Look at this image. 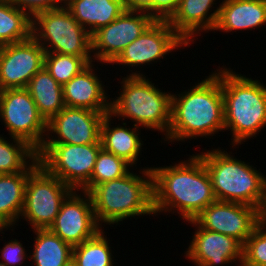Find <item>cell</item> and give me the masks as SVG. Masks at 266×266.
Segmentation results:
<instances>
[{"instance_id": "cell-1", "label": "cell", "mask_w": 266, "mask_h": 266, "mask_svg": "<svg viewBox=\"0 0 266 266\" xmlns=\"http://www.w3.org/2000/svg\"><path fill=\"white\" fill-rule=\"evenodd\" d=\"M187 156L169 166L151 165L155 216L171 212L191 221L217 200L202 158L198 153Z\"/></svg>"}, {"instance_id": "cell-2", "label": "cell", "mask_w": 266, "mask_h": 266, "mask_svg": "<svg viewBox=\"0 0 266 266\" xmlns=\"http://www.w3.org/2000/svg\"><path fill=\"white\" fill-rule=\"evenodd\" d=\"M205 77L188 90L172 94L171 122L163 139L165 143H183L200 137L211 139L225 131L221 81L213 71Z\"/></svg>"}, {"instance_id": "cell-3", "label": "cell", "mask_w": 266, "mask_h": 266, "mask_svg": "<svg viewBox=\"0 0 266 266\" xmlns=\"http://www.w3.org/2000/svg\"><path fill=\"white\" fill-rule=\"evenodd\" d=\"M222 67L213 72L221 81L225 131L231 132V148H239L266 128V84Z\"/></svg>"}, {"instance_id": "cell-4", "label": "cell", "mask_w": 266, "mask_h": 266, "mask_svg": "<svg viewBox=\"0 0 266 266\" xmlns=\"http://www.w3.org/2000/svg\"><path fill=\"white\" fill-rule=\"evenodd\" d=\"M150 168L140 167L139 174L132 168L123 177L96 185L89 192L96 221L101 227H117L125 220L145 215L154 217Z\"/></svg>"}, {"instance_id": "cell-5", "label": "cell", "mask_w": 266, "mask_h": 266, "mask_svg": "<svg viewBox=\"0 0 266 266\" xmlns=\"http://www.w3.org/2000/svg\"><path fill=\"white\" fill-rule=\"evenodd\" d=\"M148 76H126L116 98H110V114L145 130L167 136L171 122L172 94L162 91ZM127 119V120H126ZM135 122V123H134Z\"/></svg>"}, {"instance_id": "cell-6", "label": "cell", "mask_w": 266, "mask_h": 266, "mask_svg": "<svg viewBox=\"0 0 266 266\" xmlns=\"http://www.w3.org/2000/svg\"><path fill=\"white\" fill-rule=\"evenodd\" d=\"M204 151L198 155L210 175L216 199L247 204L260 211L265 198L266 175L221 147Z\"/></svg>"}, {"instance_id": "cell-7", "label": "cell", "mask_w": 266, "mask_h": 266, "mask_svg": "<svg viewBox=\"0 0 266 266\" xmlns=\"http://www.w3.org/2000/svg\"><path fill=\"white\" fill-rule=\"evenodd\" d=\"M32 37L45 52L83 57L92 63L91 35L66 8L49 10L32 19Z\"/></svg>"}, {"instance_id": "cell-8", "label": "cell", "mask_w": 266, "mask_h": 266, "mask_svg": "<svg viewBox=\"0 0 266 266\" xmlns=\"http://www.w3.org/2000/svg\"><path fill=\"white\" fill-rule=\"evenodd\" d=\"M102 144H43L39 163L72 190L89 193V180Z\"/></svg>"}, {"instance_id": "cell-9", "label": "cell", "mask_w": 266, "mask_h": 266, "mask_svg": "<svg viewBox=\"0 0 266 266\" xmlns=\"http://www.w3.org/2000/svg\"><path fill=\"white\" fill-rule=\"evenodd\" d=\"M73 190L40 163L28 174L20 219L31 229H47L55 221L62 202Z\"/></svg>"}, {"instance_id": "cell-10", "label": "cell", "mask_w": 266, "mask_h": 266, "mask_svg": "<svg viewBox=\"0 0 266 266\" xmlns=\"http://www.w3.org/2000/svg\"><path fill=\"white\" fill-rule=\"evenodd\" d=\"M183 47L190 48L168 21L155 20L136 40L124 48L110 65L128 67L130 71L127 70L126 76H146L144 72L140 73L138 70H144L143 66L146 65L154 66L153 64L159 61L161 63L160 59H165L171 52Z\"/></svg>"}, {"instance_id": "cell-11", "label": "cell", "mask_w": 266, "mask_h": 266, "mask_svg": "<svg viewBox=\"0 0 266 266\" xmlns=\"http://www.w3.org/2000/svg\"><path fill=\"white\" fill-rule=\"evenodd\" d=\"M0 121L9 137L27 141L37 151L43 145L47 122L26 88L0 91Z\"/></svg>"}, {"instance_id": "cell-12", "label": "cell", "mask_w": 266, "mask_h": 266, "mask_svg": "<svg viewBox=\"0 0 266 266\" xmlns=\"http://www.w3.org/2000/svg\"><path fill=\"white\" fill-rule=\"evenodd\" d=\"M155 20L146 12L124 11L91 35V53L97 64H110ZM100 62V63H98Z\"/></svg>"}, {"instance_id": "cell-13", "label": "cell", "mask_w": 266, "mask_h": 266, "mask_svg": "<svg viewBox=\"0 0 266 266\" xmlns=\"http://www.w3.org/2000/svg\"><path fill=\"white\" fill-rule=\"evenodd\" d=\"M106 114L109 112L65 106L47 122L43 144H101V124Z\"/></svg>"}, {"instance_id": "cell-14", "label": "cell", "mask_w": 266, "mask_h": 266, "mask_svg": "<svg viewBox=\"0 0 266 266\" xmlns=\"http://www.w3.org/2000/svg\"><path fill=\"white\" fill-rule=\"evenodd\" d=\"M49 229L74 247L93 238L103 228L96 221L89 193L73 190L62 202Z\"/></svg>"}, {"instance_id": "cell-15", "label": "cell", "mask_w": 266, "mask_h": 266, "mask_svg": "<svg viewBox=\"0 0 266 266\" xmlns=\"http://www.w3.org/2000/svg\"><path fill=\"white\" fill-rule=\"evenodd\" d=\"M201 228L234 237L243 245L260 223L257 208L216 200L193 219Z\"/></svg>"}, {"instance_id": "cell-16", "label": "cell", "mask_w": 266, "mask_h": 266, "mask_svg": "<svg viewBox=\"0 0 266 266\" xmlns=\"http://www.w3.org/2000/svg\"><path fill=\"white\" fill-rule=\"evenodd\" d=\"M195 227L184 252L185 259L195 266H242L244 245L234 237L201 228L194 220L187 221ZM237 263V264H236Z\"/></svg>"}, {"instance_id": "cell-17", "label": "cell", "mask_w": 266, "mask_h": 266, "mask_svg": "<svg viewBox=\"0 0 266 266\" xmlns=\"http://www.w3.org/2000/svg\"><path fill=\"white\" fill-rule=\"evenodd\" d=\"M45 50L31 36L17 43L0 46V91L26 88L44 67Z\"/></svg>"}, {"instance_id": "cell-18", "label": "cell", "mask_w": 266, "mask_h": 266, "mask_svg": "<svg viewBox=\"0 0 266 266\" xmlns=\"http://www.w3.org/2000/svg\"><path fill=\"white\" fill-rule=\"evenodd\" d=\"M217 4V0H179L168 23L191 46L198 40L197 36L214 30L221 3Z\"/></svg>"}, {"instance_id": "cell-19", "label": "cell", "mask_w": 266, "mask_h": 266, "mask_svg": "<svg viewBox=\"0 0 266 266\" xmlns=\"http://www.w3.org/2000/svg\"><path fill=\"white\" fill-rule=\"evenodd\" d=\"M94 66H96L94 62L89 63L62 86L66 107L84 108L96 112H110L109 100L111 95L107 94L105 83L101 80Z\"/></svg>"}, {"instance_id": "cell-20", "label": "cell", "mask_w": 266, "mask_h": 266, "mask_svg": "<svg viewBox=\"0 0 266 266\" xmlns=\"http://www.w3.org/2000/svg\"><path fill=\"white\" fill-rule=\"evenodd\" d=\"M262 25L266 26V0H222L213 31L237 34L239 30L263 29Z\"/></svg>"}, {"instance_id": "cell-21", "label": "cell", "mask_w": 266, "mask_h": 266, "mask_svg": "<svg viewBox=\"0 0 266 266\" xmlns=\"http://www.w3.org/2000/svg\"><path fill=\"white\" fill-rule=\"evenodd\" d=\"M112 115L106 114L101 124V137L100 141L102 148L110 153H113L117 157L123 158L133 168H136L139 163V157L142 155V147L144 144L143 138H141V128L132 125L131 128L127 122H122L115 126L112 119ZM123 125V126H122Z\"/></svg>"}, {"instance_id": "cell-22", "label": "cell", "mask_w": 266, "mask_h": 266, "mask_svg": "<svg viewBox=\"0 0 266 266\" xmlns=\"http://www.w3.org/2000/svg\"><path fill=\"white\" fill-rule=\"evenodd\" d=\"M65 7L90 35L125 11L123 0H66Z\"/></svg>"}, {"instance_id": "cell-23", "label": "cell", "mask_w": 266, "mask_h": 266, "mask_svg": "<svg viewBox=\"0 0 266 266\" xmlns=\"http://www.w3.org/2000/svg\"><path fill=\"white\" fill-rule=\"evenodd\" d=\"M29 173L0 175V228L19 226Z\"/></svg>"}, {"instance_id": "cell-24", "label": "cell", "mask_w": 266, "mask_h": 266, "mask_svg": "<svg viewBox=\"0 0 266 266\" xmlns=\"http://www.w3.org/2000/svg\"><path fill=\"white\" fill-rule=\"evenodd\" d=\"M26 89L33 98L39 114L48 122L64 107L62 85L43 67L27 84Z\"/></svg>"}, {"instance_id": "cell-25", "label": "cell", "mask_w": 266, "mask_h": 266, "mask_svg": "<svg viewBox=\"0 0 266 266\" xmlns=\"http://www.w3.org/2000/svg\"><path fill=\"white\" fill-rule=\"evenodd\" d=\"M32 231L35 236L29 259L33 262L31 263L33 266H64L72 259L73 247L49 228Z\"/></svg>"}, {"instance_id": "cell-26", "label": "cell", "mask_w": 266, "mask_h": 266, "mask_svg": "<svg viewBox=\"0 0 266 266\" xmlns=\"http://www.w3.org/2000/svg\"><path fill=\"white\" fill-rule=\"evenodd\" d=\"M0 134V175L31 172L38 164L37 150L27 141ZM8 138V140H6Z\"/></svg>"}, {"instance_id": "cell-27", "label": "cell", "mask_w": 266, "mask_h": 266, "mask_svg": "<svg viewBox=\"0 0 266 266\" xmlns=\"http://www.w3.org/2000/svg\"><path fill=\"white\" fill-rule=\"evenodd\" d=\"M32 36V19L9 0H0V46L25 41Z\"/></svg>"}, {"instance_id": "cell-28", "label": "cell", "mask_w": 266, "mask_h": 266, "mask_svg": "<svg viewBox=\"0 0 266 266\" xmlns=\"http://www.w3.org/2000/svg\"><path fill=\"white\" fill-rule=\"evenodd\" d=\"M104 233L108 232H104L103 228L93 238L73 247L72 258L78 266L116 265L110 240Z\"/></svg>"}, {"instance_id": "cell-29", "label": "cell", "mask_w": 266, "mask_h": 266, "mask_svg": "<svg viewBox=\"0 0 266 266\" xmlns=\"http://www.w3.org/2000/svg\"><path fill=\"white\" fill-rule=\"evenodd\" d=\"M132 168L123 158L117 157L102 148L98 153L94 170L89 180V192L96 185L123 177Z\"/></svg>"}, {"instance_id": "cell-30", "label": "cell", "mask_w": 266, "mask_h": 266, "mask_svg": "<svg viewBox=\"0 0 266 266\" xmlns=\"http://www.w3.org/2000/svg\"><path fill=\"white\" fill-rule=\"evenodd\" d=\"M88 64L89 63L83 57L45 52L44 67L62 86L69 82Z\"/></svg>"}, {"instance_id": "cell-31", "label": "cell", "mask_w": 266, "mask_h": 266, "mask_svg": "<svg viewBox=\"0 0 266 266\" xmlns=\"http://www.w3.org/2000/svg\"><path fill=\"white\" fill-rule=\"evenodd\" d=\"M242 266H266V227L261 222L244 244Z\"/></svg>"}, {"instance_id": "cell-32", "label": "cell", "mask_w": 266, "mask_h": 266, "mask_svg": "<svg viewBox=\"0 0 266 266\" xmlns=\"http://www.w3.org/2000/svg\"><path fill=\"white\" fill-rule=\"evenodd\" d=\"M31 19L37 14L65 7L66 0H9Z\"/></svg>"}, {"instance_id": "cell-33", "label": "cell", "mask_w": 266, "mask_h": 266, "mask_svg": "<svg viewBox=\"0 0 266 266\" xmlns=\"http://www.w3.org/2000/svg\"><path fill=\"white\" fill-rule=\"evenodd\" d=\"M21 241L12 238L8 242L4 243L2 249H0V262L4 263L6 266H24L23 263L29 259V252L25 249Z\"/></svg>"}, {"instance_id": "cell-34", "label": "cell", "mask_w": 266, "mask_h": 266, "mask_svg": "<svg viewBox=\"0 0 266 266\" xmlns=\"http://www.w3.org/2000/svg\"><path fill=\"white\" fill-rule=\"evenodd\" d=\"M179 0H152V18L168 21L177 10Z\"/></svg>"}, {"instance_id": "cell-35", "label": "cell", "mask_w": 266, "mask_h": 266, "mask_svg": "<svg viewBox=\"0 0 266 266\" xmlns=\"http://www.w3.org/2000/svg\"><path fill=\"white\" fill-rule=\"evenodd\" d=\"M126 11L146 12L152 17V0H123Z\"/></svg>"}, {"instance_id": "cell-36", "label": "cell", "mask_w": 266, "mask_h": 266, "mask_svg": "<svg viewBox=\"0 0 266 266\" xmlns=\"http://www.w3.org/2000/svg\"><path fill=\"white\" fill-rule=\"evenodd\" d=\"M259 212H260V222L266 223V186H265V198Z\"/></svg>"}, {"instance_id": "cell-37", "label": "cell", "mask_w": 266, "mask_h": 266, "mask_svg": "<svg viewBox=\"0 0 266 266\" xmlns=\"http://www.w3.org/2000/svg\"><path fill=\"white\" fill-rule=\"evenodd\" d=\"M64 266H78L74 259H70Z\"/></svg>"}, {"instance_id": "cell-38", "label": "cell", "mask_w": 266, "mask_h": 266, "mask_svg": "<svg viewBox=\"0 0 266 266\" xmlns=\"http://www.w3.org/2000/svg\"><path fill=\"white\" fill-rule=\"evenodd\" d=\"M5 230H6V231H7V230H9V231L11 230L12 232H14V228H12V229H11V228H0V233L2 232L1 234H5ZM3 231H4V232H3Z\"/></svg>"}, {"instance_id": "cell-39", "label": "cell", "mask_w": 266, "mask_h": 266, "mask_svg": "<svg viewBox=\"0 0 266 266\" xmlns=\"http://www.w3.org/2000/svg\"><path fill=\"white\" fill-rule=\"evenodd\" d=\"M0 266H6L4 263L0 262Z\"/></svg>"}]
</instances>
